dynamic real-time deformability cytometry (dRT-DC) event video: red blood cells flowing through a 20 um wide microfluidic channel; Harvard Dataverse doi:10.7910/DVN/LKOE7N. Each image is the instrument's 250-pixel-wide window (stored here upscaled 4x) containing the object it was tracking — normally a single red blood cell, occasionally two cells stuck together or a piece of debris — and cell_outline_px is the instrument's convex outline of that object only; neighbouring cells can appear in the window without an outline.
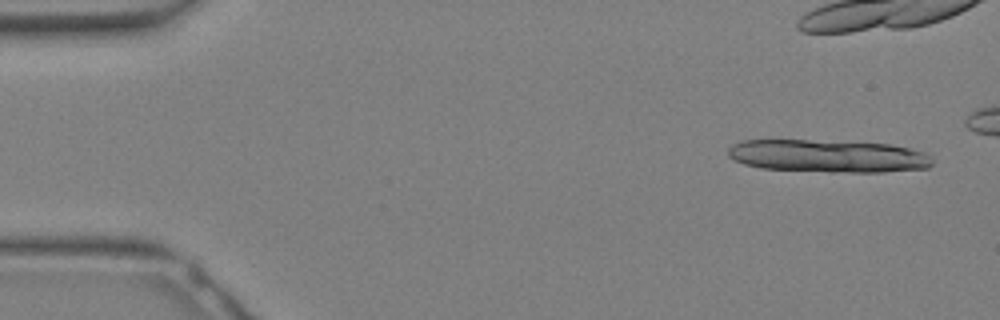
{"species": "Egyptian fruit bat (a non-hibernating species)", "species_latin": "Rousettus aegyptiacus", "temperature_condition": "warm", "stored_images_in_passage": 10, "camera_frame_rate_fps": 3000, "um_per_image_px": 0.085, "animal": {"sex": "female"}, "frame": {"image": 1, "passage_image": 2, "time_ms": 0.333, "image_size_px": [1000, 320], "cell_outline_px": [[932, 164], [928, 168], [884, 172], [832, 172], [760, 168], [744, 164], [732, 160], [728, 156], [728, 148], [732, 144], [740, 140], [808, 140], [892, 144], [924, 152], [932, 160]], "centroid_in_image_um": [70.33, 13.26], "position_along_channel_um": 14.7, "area_um2": 39.07}}